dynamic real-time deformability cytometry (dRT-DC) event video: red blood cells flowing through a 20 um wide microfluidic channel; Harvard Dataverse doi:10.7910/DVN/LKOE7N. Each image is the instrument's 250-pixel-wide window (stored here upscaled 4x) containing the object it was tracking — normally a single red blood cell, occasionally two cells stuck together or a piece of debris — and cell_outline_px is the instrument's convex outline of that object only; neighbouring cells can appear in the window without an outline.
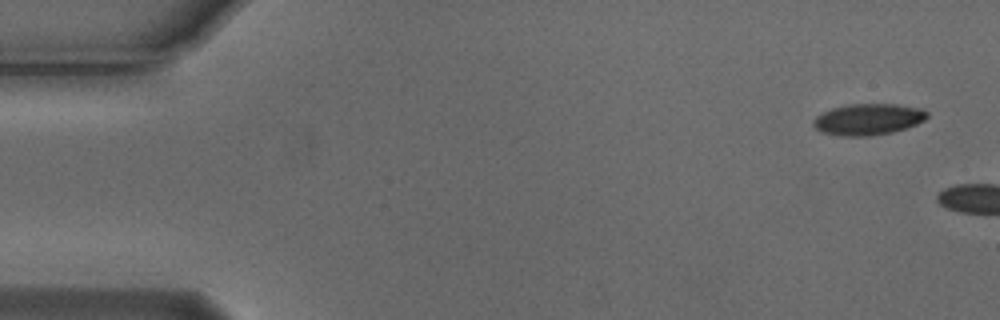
{"species": "Egyptian fruit bat (a non-hibernating species)", "species_latin": "Rousettus aegyptiacus", "temperature_condition": "cold", "stored_images_in_passage": 4, "camera_frame_rate_fps": 3000, "um_per_image_px": 0.085, "animal": {"sex": "male"}, "frame": {"image": 1, "passage_image": 1, "time_ms": 0.0, "image_size_px": [1000, 320], "cell_outline_px": [[928, 116], [924, 120], [916, 124], [892, 132], [868, 136], [844, 136], [824, 132], [816, 128], [812, 124], [812, 120], [816, 116], [832, 108], [852, 104], [896, 104], [924, 108], [928, 112]], "centroid_in_image_um": [73.82, 10.13], "position_along_channel_um": 11.2, "area_um2": 20.63}}